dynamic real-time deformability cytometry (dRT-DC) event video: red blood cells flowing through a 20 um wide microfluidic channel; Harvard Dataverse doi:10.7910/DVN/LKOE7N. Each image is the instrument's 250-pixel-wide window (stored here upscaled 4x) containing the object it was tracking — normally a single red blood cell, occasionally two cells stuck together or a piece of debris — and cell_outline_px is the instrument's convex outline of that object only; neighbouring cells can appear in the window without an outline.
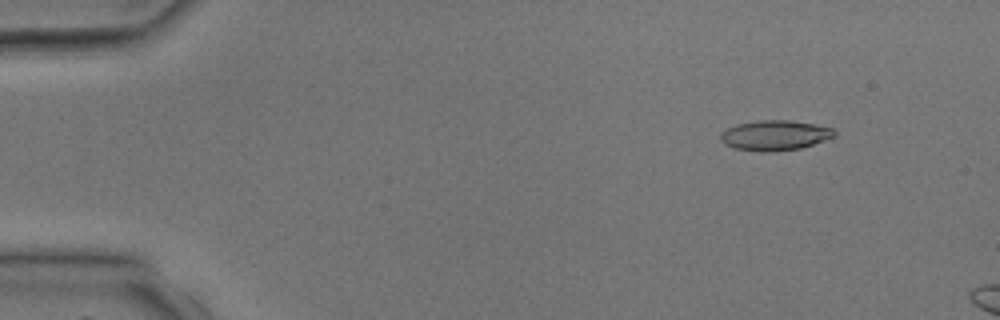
{"species": "common noctule bat (a hibernating species)", "species_latin": "Nyctalus noctula", "temperature_condition": "room temperature", "stored_images_in_passage": 3, "camera_frame_rate_fps": 3000, "um_per_image_px": 0.085, "animal": {"sex": "male", "body_mass_g": 17.9, "forearm_length_mm": 54.2}, "frame": {"image": 1, "passage_image": 1, "time_ms": 0.0, "image_size_px": [1000, 320], "cell_outline_px": [[836, 136], [800, 148], [776, 152], [764, 152], [736, 148], [724, 144], [720, 140], [720, 132], [736, 124], [760, 120], [792, 120], [832, 128], [836, 132]], "centroid_in_image_um": [65.84, 11.5], "position_along_channel_um": 19.2, "area_um2": 19.94}}
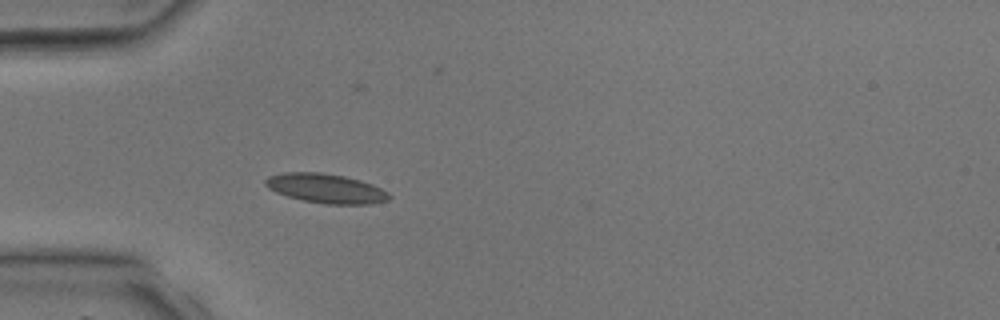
{"frame": {"image": 2, "passage_image": 3, "time_ms": 5.333, "image_size_px": [1000, 320], "cell_outline_px": [[392, 196], [388, 200], [368, 204], [324, 204], [304, 200], [288, 196], [276, 192], [268, 188], [264, 184], [264, 180], [268, 176], [284, 172], [320, 172], [344, 176], [360, 180], [372, 184], [388, 192]], "centroid_in_image_um": [27.69, 16.01], "position_along_channel_um": 57.3, "area_um2": 21.15}}